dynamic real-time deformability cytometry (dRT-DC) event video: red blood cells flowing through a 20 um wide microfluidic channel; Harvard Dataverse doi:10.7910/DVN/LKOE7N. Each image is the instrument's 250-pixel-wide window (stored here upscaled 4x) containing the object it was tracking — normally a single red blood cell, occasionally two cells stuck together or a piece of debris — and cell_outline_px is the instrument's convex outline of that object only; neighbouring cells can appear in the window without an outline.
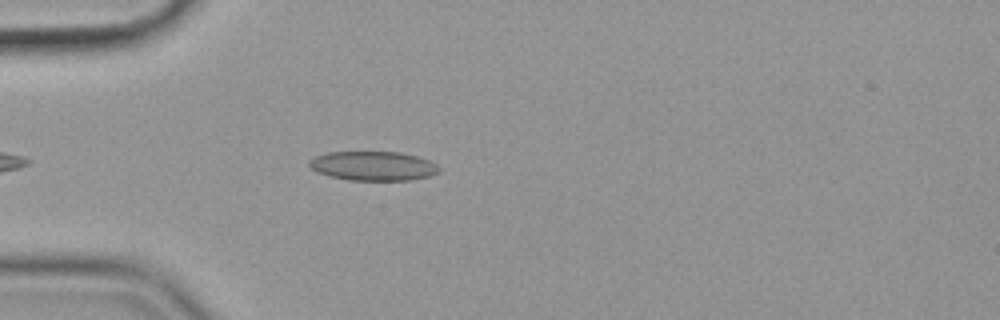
{"species": "common noctule bat (a hibernating species)", "species_latin": "Nyctalus noctula", "temperature_condition": "cold", "stored_images_in_passage": 46, "camera_frame_rate_fps": 3000, "um_per_image_px": 0.085, "animal": {"sex": "female", "body_mass_g": 19.9}, "frame": {"image": 1, "passage_image": 6, "time_ms": 1.667, "image_size_px": [1000, 320], "cell_outline_px": [[440, 172], [428, 176], [408, 180], [348, 180], [316, 172], [308, 164], [308, 160], [316, 156], [328, 152], [400, 152], [416, 156], [428, 160], [436, 164], [440, 168]], "centroid_in_image_um": [31.71, 14.1], "position_along_channel_um": 53.3, "area_um2": 22.02}}
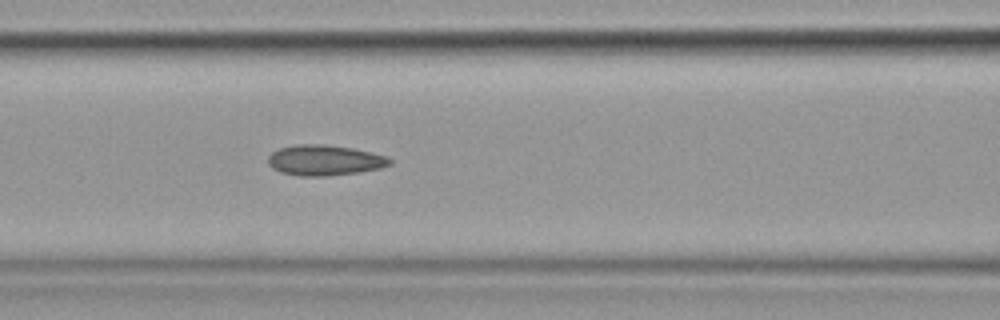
{"frame": {"image": 2, "passage_image": 14, "time_ms": 4.333, "image_size_px": [1000, 320], "cell_outline_px": [[392, 164], [380, 168], [360, 172], [328, 176], [300, 176], [280, 172], [272, 168], [268, 164], [268, 156], [272, 152], [280, 148], [296, 144], [324, 144], [352, 148], [388, 156], [392, 160]], "centroid_in_image_um": [27.59, 13.62], "position_along_channel_um": 139.0, "area_um2": 21.79}}
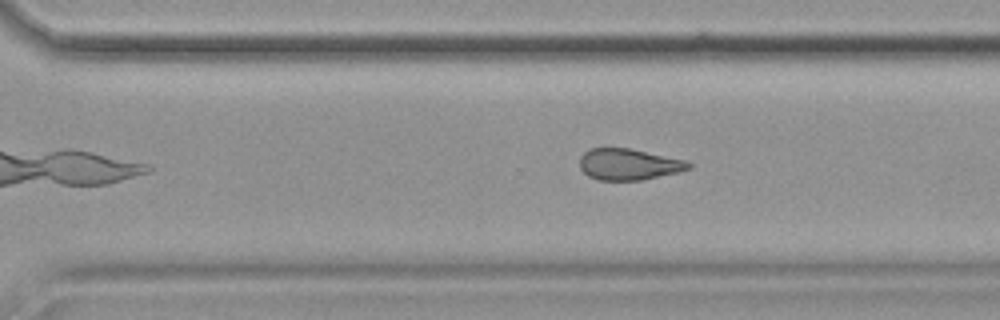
{"frame": {"image": 3, "passage_image": 29, "time_ms": 9.333, "image_size_px": [1000, 320], "cell_outline_px": [[692, 168], [680, 172], [640, 180], [600, 180], [588, 176], [580, 168], [580, 156], [588, 148], [628, 148], [684, 160], [692, 164]], "centroid_in_image_um": [53.42, 13.97], "position_along_channel_um": 317.2, "area_um2": 19.77}, "authors_computed_cell_mechanics": {"area_um2": 21.675, "velocity_mm_per_s": 3.5789, "shape_relaxation_time_tau1_ms": null, "shape_relaxation_time_tau2_ms": 4.9486, "deformation_change_tau1": null, "deformation_change_tau2": 0.1218}}